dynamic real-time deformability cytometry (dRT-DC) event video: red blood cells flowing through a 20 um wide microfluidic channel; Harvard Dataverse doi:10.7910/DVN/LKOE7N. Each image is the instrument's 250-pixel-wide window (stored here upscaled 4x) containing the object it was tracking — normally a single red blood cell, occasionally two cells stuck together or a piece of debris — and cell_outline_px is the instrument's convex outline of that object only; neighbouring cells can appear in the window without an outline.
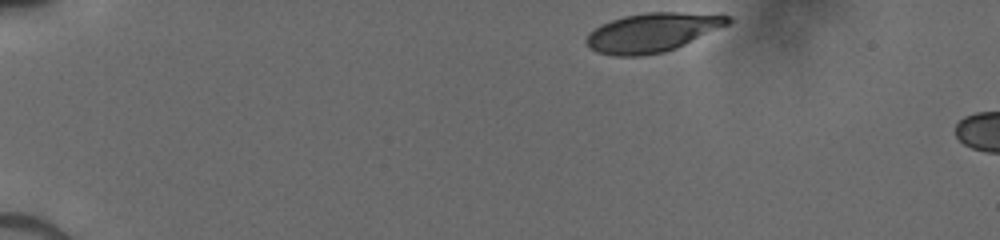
{"species": "human", "species_latin": "Homo sapiens", "temperature_condition": "cold", "stored_images_in_passage": 23, "camera_frame_rate_fps": 3000, "um_per_image_px": 0.085, "donor": {"sex": "male"}, "frame": {"image": 1, "passage_image": 1, "time_ms": 0.0, "image_size_px": [1000, 240], "cell_outline_px": [[732, 24], [676, 48], [664, 52], [640, 56], [612, 56], [596, 52], [584, 40], [588, 32], [612, 20], [624, 16], [644, 12], [720, 12], [732, 16]], "centroid_in_image_um": [55.57, 2.73], "position_along_channel_um": 29.4, "area_um2": 32.89}}
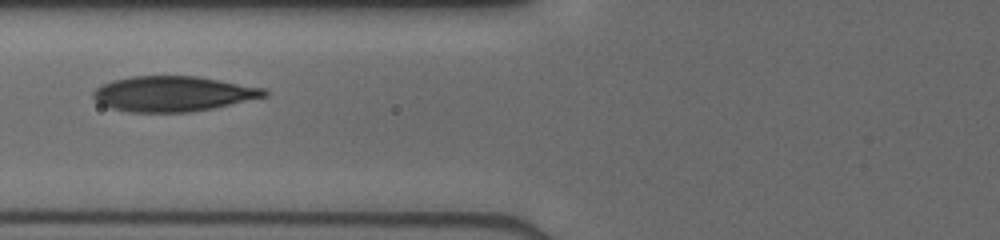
{"frame": {"image": 2, "passage_image": 14, "time_ms": 4.333, "image_size_px": [1000, 240], "cell_outline_px": [[268, 96], [212, 108], [188, 112], [128, 112], [112, 108], [100, 104], [92, 96], [92, 92], [100, 84], [112, 80], [132, 76], [196, 76], [220, 80], [264, 88], [268, 92]], "centroid_in_image_um": [14.67, 7.97], "position_along_channel_um": 111.1, "area_um2": 35.14}}
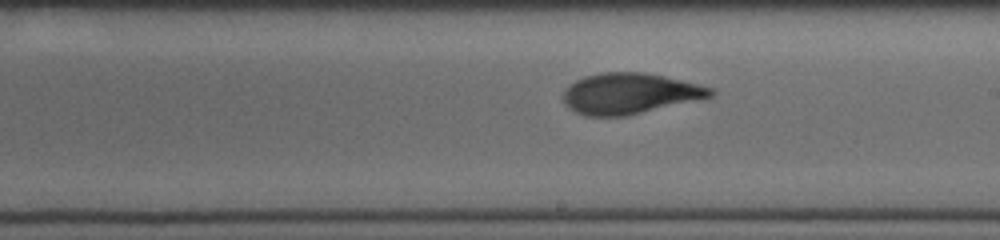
{"frame": {"image": 3, "passage_image": 23, "time_ms": 7.333, "image_size_px": [1000, 240], "cell_outline_px": [[716, 92], [712, 96], [624, 116], [584, 116], [576, 112], [564, 104], [560, 96], [564, 88], [568, 84], [584, 76], [600, 72], [644, 72], [664, 76], [716, 88]], "centroid_in_image_um": [53.46, 7.93], "position_along_channel_um": 235.5, "area_um2": 35.14}}